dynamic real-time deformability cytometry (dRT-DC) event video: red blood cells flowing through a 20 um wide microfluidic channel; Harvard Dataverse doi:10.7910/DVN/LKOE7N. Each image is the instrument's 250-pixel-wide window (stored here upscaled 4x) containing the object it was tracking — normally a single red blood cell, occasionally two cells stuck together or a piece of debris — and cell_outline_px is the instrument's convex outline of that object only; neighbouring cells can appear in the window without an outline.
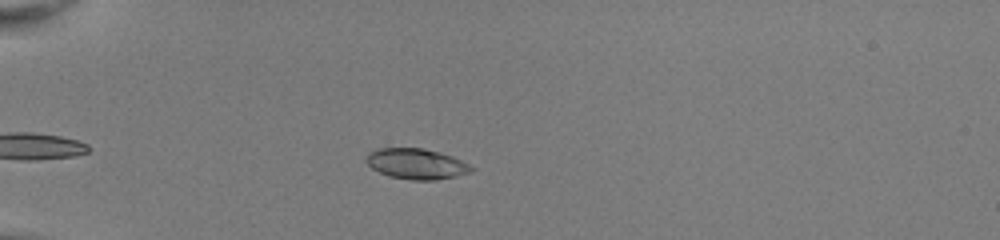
{"species": "common noctule bat (a hibernating species)", "species_latin": "Nyctalus noctula", "temperature_condition": "room temperature", "stored_images_in_passage": 38, "camera_frame_rate_fps": 3000, "um_per_image_px": 0.085, "animal": {"sex": "female", "body_mass_g": 22.0, "forearm_length_mm": 56.7}, "frame": {"image": 1, "passage_image": 7, "time_ms": 2.0, "image_size_px": [1000, 240], "cell_outline_px": [[476, 168], [472, 172], [456, 176], [432, 180], [412, 180], [388, 176], [372, 168], [364, 160], [376, 148], [424, 148], [440, 152], [452, 156]], "centroid_in_image_um": [35.41, 13.93], "position_along_channel_um": 49.6, "area_um2": 18.67}}
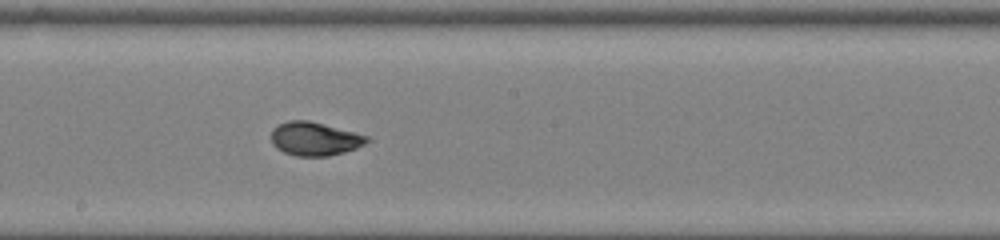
{"frame": {"image": 2, "passage_image": 22, "time_ms": 7.0, "image_size_px": [1000, 240], "cell_outline_px": [[372, 140], [356, 148], [344, 152], [328, 156], [296, 156], [284, 152], [276, 148], [272, 144], [272, 128], [288, 120], [308, 120], [368, 136]], "centroid_in_image_um": [26.74, 11.8], "position_along_channel_um": 221.5, "area_um2": 18.61}}
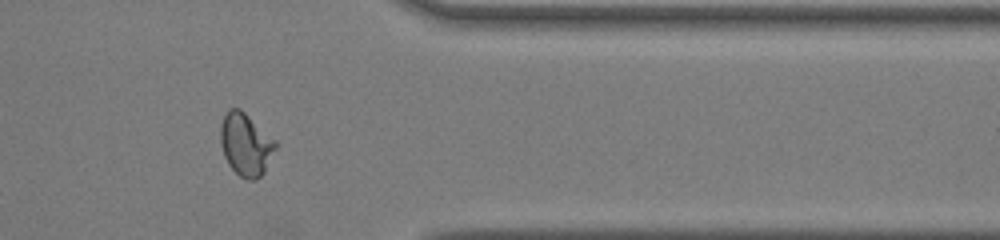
{"frame": {"image": 3, "passage_image": 35, "time_ms": 11.333, "image_size_px": [1000, 240], "cell_outline_px": [[276, 148], [264, 172], [256, 180], [248, 180], [240, 176], [228, 164], [224, 156], [220, 144], [220, 124], [228, 108], [240, 108], [276, 140]], "centroid_in_image_um": [20.87, 12.26], "position_along_channel_um": 390.5, "area_um2": 20.11}, "authors_computed_cell_mechanics": {"area_um2": 18.6116, "velocity_mm_per_s": 4.0462, "shape_relaxation_time_tau1_ms": 4.208, "shape_relaxation_time_tau2_ms": null, "deformation_change_tau1": 0.1872, "deformation_change_tau2": null}}